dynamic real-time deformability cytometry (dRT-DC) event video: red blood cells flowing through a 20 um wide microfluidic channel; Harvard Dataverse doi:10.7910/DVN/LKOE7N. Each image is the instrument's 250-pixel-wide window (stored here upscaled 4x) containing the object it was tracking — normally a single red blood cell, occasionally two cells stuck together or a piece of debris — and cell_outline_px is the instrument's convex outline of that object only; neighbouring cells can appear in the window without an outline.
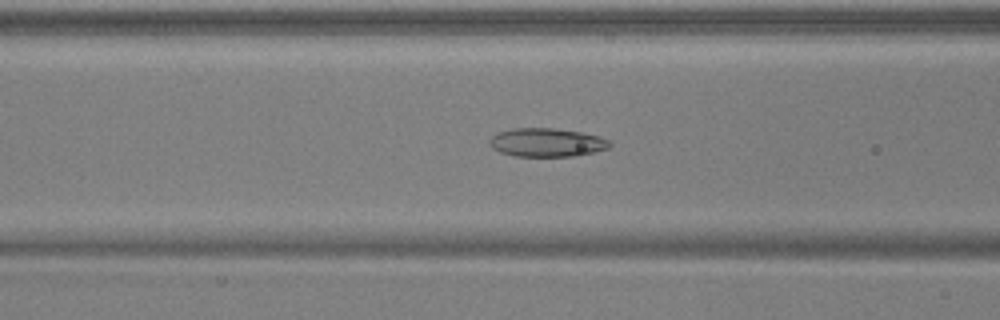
{"species": "common noctule bat (a hibernating species)", "species_latin": "Nyctalus noctula", "temperature_condition": "warm", "stored_images_in_passage": 51, "camera_frame_rate_fps": 3000, "um_per_image_px": 0.085, "animal": {"sex": "male", "body_mass_g": 17.9, "forearm_length_mm": 54.2}, "frame": {"image": 1, "passage_image": 21, "time_ms": 6.667, "image_size_px": [1000, 320], "cell_outline_px": [[612, 144], [608, 148], [576, 156], [516, 156], [500, 152], [492, 148], [488, 144], [488, 140], [492, 136], [500, 132], [512, 128], [552, 128], [580, 132], [600, 136], [608, 140]], "centroid_in_image_um": [46.45, 12.11], "position_along_channel_um": 120.1, "area_um2": 19.94}}
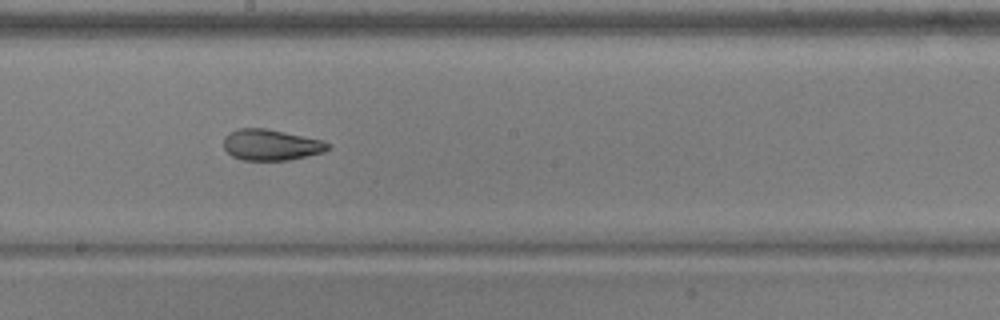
{"frame": {"image": 2, "passage_image": 29, "time_ms": 9.333, "image_size_px": [1000, 320], "cell_outline_px": [[328, 148], [324, 152], [288, 160], [244, 160], [232, 156], [224, 148], [224, 136], [228, 132], [236, 128], [268, 128], [324, 140], [328, 144]], "centroid_in_image_um": [23.01, 12.29], "position_along_channel_um": 225.2, "area_um2": 18.96}}
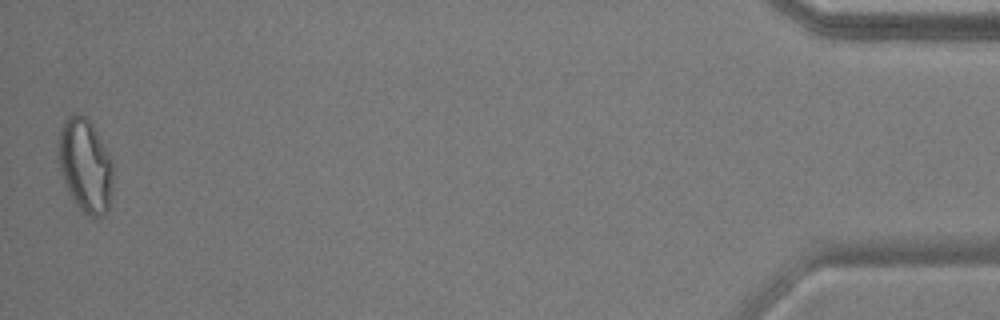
{"frame": {"image": 3, "passage_image": 51, "time_ms": 16.667, "image_size_px": [1000, 320], "cell_outline_px": [[112, 188], [108, 212], [104, 216], [88, 216], [76, 204], [68, 192], [60, 168], [56, 152], [60, 124], [72, 112], [84, 116], [92, 124], [112, 156]], "centroid_in_image_um": [7.24, 14.03], "position_along_channel_um": 428.0, "area_um2": 30.35}, "authors_computed_cell_mechanics": {"area_um2": 22.831, "velocity_mm_per_s": 3.9384, "shape_relaxation_time_tau1_ms": null, "shape_relaxation_time_tau2_ms": 2.6765, "deformation_change_tau1": null, "deformation_change_tau2": 0.0893}}